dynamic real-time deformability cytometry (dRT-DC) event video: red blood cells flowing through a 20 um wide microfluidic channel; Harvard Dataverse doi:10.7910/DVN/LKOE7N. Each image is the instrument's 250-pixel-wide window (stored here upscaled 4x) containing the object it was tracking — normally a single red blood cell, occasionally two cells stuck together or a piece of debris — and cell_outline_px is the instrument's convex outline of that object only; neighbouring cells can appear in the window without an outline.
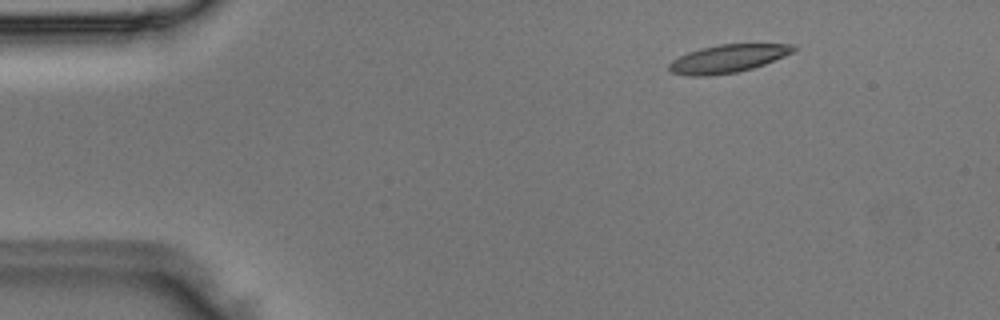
{"species": "Egyptian fruit bat (a non-hibernating species)", "species_latin": "Rousettus aegyptiacus", "temperature_condition": "room temperature", "stored_images_in_passage": 4, "camera_frame_rate_fps": 3000, "um_per_image_px": 0.085, "animal": {"sex": "male"}, "frame": {"image": 1, "passage_image": 2, "time_ms": 0.333, "image_size_px": [1000, 320], "cell_outline_px": [[796, 48], [792, 52], [784, 56], [764, 64], [752, 68], [736, 72], [704, 76], [688, 76], [668, 72], [668, 64], [672, 60], [688, 52], [700, 48], [720, 44], [796, 44]], "centroid_in_image_um": [61.82, 4.98], "position_along_channel_um": 23.2, "area_um2": 20.23}}